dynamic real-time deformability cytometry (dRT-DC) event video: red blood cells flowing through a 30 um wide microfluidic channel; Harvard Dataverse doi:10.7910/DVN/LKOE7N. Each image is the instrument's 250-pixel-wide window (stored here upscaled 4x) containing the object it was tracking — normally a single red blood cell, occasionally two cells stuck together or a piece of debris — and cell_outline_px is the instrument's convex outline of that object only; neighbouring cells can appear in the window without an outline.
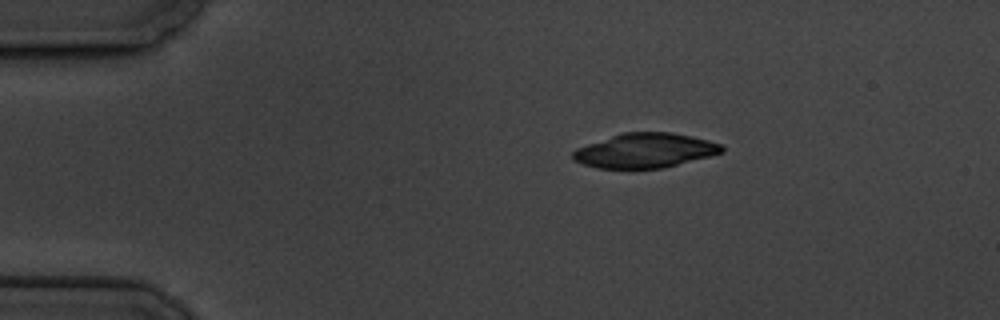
{"species": "common noctule bat (a hibernating species)", "species_latin": "Nyctalus noctula", "temperature_condition": "cold", "stored_images_in_passage": 4, "camera_frame_rate_fps": 3000, "um_per_image_px": 0.085, "animal": {"sex": "male", "body_mass_g": 19.5, "forearm_length_mm": 54.6}, "frame": {"image": 1, "passage_image": 3, "time_ms": 2.333, "image_size_px": [1000, 320], "cell_outline_px": [[724, 152], [664, 168], [596, 168], [572, 160], [572, 152], [576, 148], [624, 132], [672, 132], [692, 136], [708, 140], [720, 144], [724, 148]], "centroid_in_image_um": [54.83, 12.8], "position_along_channel_um": 30.2, "area_um2": 29.82}}